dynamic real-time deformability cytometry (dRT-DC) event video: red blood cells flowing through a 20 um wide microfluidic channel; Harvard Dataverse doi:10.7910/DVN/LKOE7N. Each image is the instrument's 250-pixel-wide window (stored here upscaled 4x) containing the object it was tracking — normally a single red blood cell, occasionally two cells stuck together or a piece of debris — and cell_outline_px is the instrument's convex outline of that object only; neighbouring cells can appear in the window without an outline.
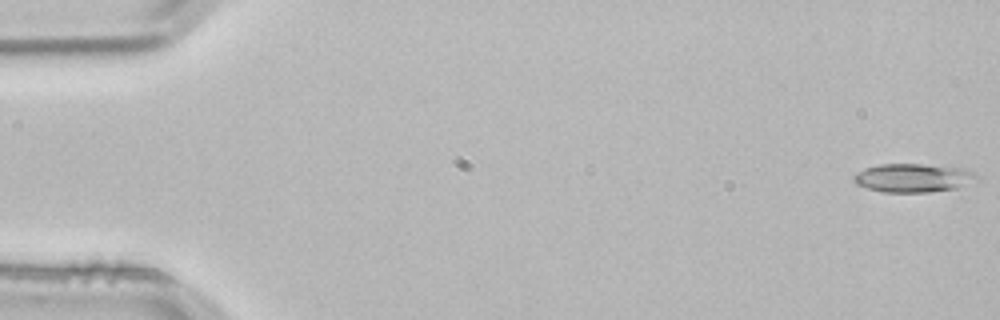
{"species": "common noctule bat (a hibernating species)", "species_latin": "Nyctalus noctula", "temperature_condition": "room temperature", "stored_images_in_passage": 4, "segment_of_instrument_passage": [2, 2], "camera_frame_rate_fps": 3000, "um_per_image_px": 0.085, "animal": {"sex": "male", "body_mass_g": 21.5, "forearm_length_mm": 52.0}, "frame": {"image": 1, "passage_image": 4, "time_ms": 1.0, "image_size_px": [1000, 320], "cell_outline_px": [[976, 176], [956, 188], [928, 192], [884, 192], [868, 188], [856, 184], [852, 180], [852, 176], [856, 172], [864, 168], [880, 164], [920, 164], [960, 168], [972, 172]], "centroid_in_image_um": [77.46, 15.11], "position_along_channel_um": 7.5, "area_um2": 19.94}}